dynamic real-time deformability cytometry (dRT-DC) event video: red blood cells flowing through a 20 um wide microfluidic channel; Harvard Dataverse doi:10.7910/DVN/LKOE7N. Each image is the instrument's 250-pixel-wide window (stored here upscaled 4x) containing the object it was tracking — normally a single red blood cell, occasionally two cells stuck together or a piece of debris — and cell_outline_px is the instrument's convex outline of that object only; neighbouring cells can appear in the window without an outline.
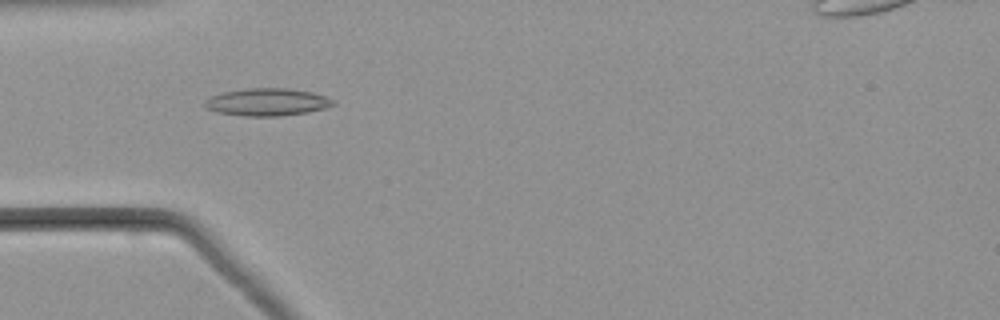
{"species": "common noctule bat (a hibernating species)", "species_latin": "Nyctalus noctula", "temperature_condition": "warm", "stored_images_in_passage": 54, "camera_frame_rate_fps": 3000, "um_per_image_px": 0.085, "animal": {"sex": "male", "body_mass_g": 21.5, "forearm_length_mm": 52.0}, "frame": {"image": 1, "passage_image": 17, "time_ms": 5.333, "image_size_px": [1000, 320], "cell_outline_px": [[336, 104], [324, 108], [308, 112], [276, 116], [244, 116], [216, 112], [208, 108], [204, 104], [212, 96], [224, 92], [248, 88], [288, 88], [312, 92], [336, 100]], "centroid_in_image_um": [22.76, 8.67], "position_along_channel_um": 62.2, "area_um2": 20.35}}
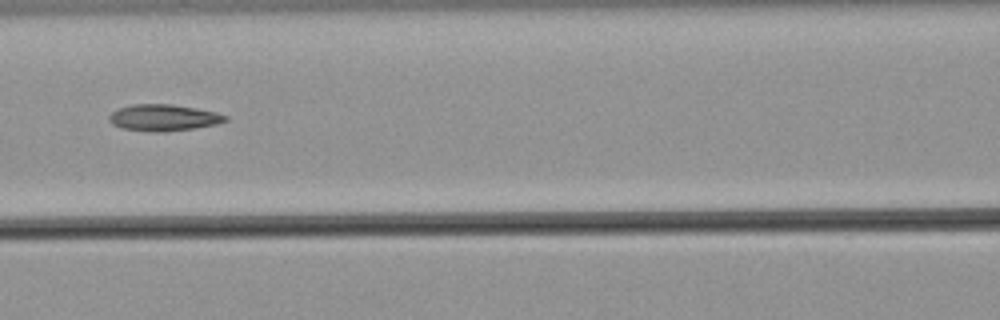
{"frame": {"image": 2, "passage_image": 24, "time_ms": 7.667, "image_size_px": [1000, 320], "cell_outline_px": [[228, 120], [216, 124], [196, 128], [164, 132], [152, 132], [120, 128], [112, 124], [108, 120], [108, 116], [112, 112], [120, 108], [132, 104], [172, 104], [196, 108], [216, 112], [228, 116]], "centroid_in_image_um": [13.89, 10.01], "position_along_channel_um": 152.7, "area_um2": 18.09}}
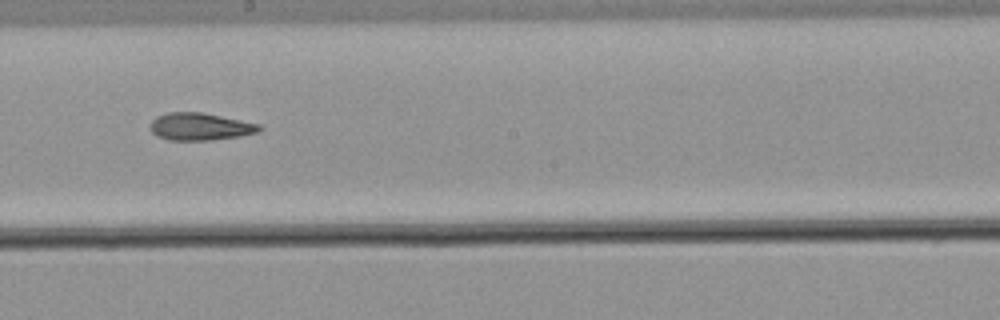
{"frame": {"image": 3, "passage_image": 30, "time_ms": 9.667, "image_size_px": [1000, 320], "cell_outline_px": [[264, 128], [256, 132], [240, 136], [212, 140], [168, 140], [156, 136], [148, 128], [152, 120], [156, 116], [168, 112], [200, 112], [260, 124]], "centroid_in_image_um": [16.96, 10.76], "position_along_channel_um": 231.2, "area_um2": 17.46}}